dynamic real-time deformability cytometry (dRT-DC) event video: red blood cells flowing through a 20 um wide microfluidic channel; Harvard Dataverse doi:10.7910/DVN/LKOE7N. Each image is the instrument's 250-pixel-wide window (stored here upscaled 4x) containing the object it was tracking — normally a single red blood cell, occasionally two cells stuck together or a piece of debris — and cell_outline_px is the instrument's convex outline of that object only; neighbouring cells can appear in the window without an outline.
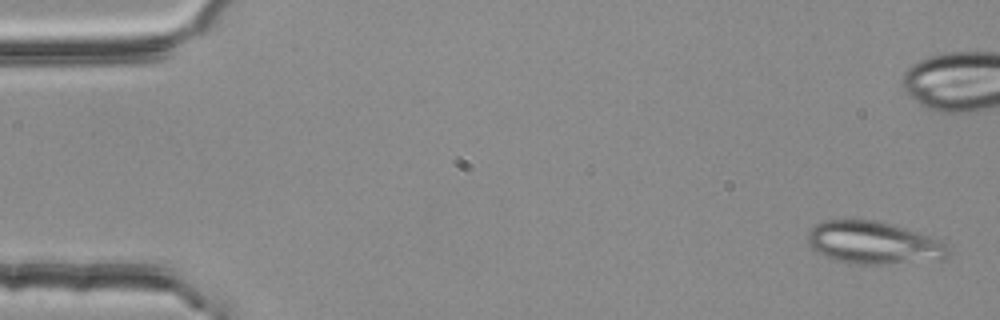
{"species": "common noctule bat (a hibernating species)", "species_latin": "Nyctalus noctula", "temperature_condition": "room temperature", "stored_images_in_passage": 6, "camera_frame_rate_fps": 3000, "um_per_image_px": 0.085, "animal": {"sex": "female", "body_mass_g": 25.1}, "frame": {"image": 1, "passage_image": 1, "time_ms": 0.0, "image_size_px": [1000, 320], "cell_outline_px": [[948, 256], [944, 260], [880, 264], [860, 264], [836, 260], [824, 256], [816, 252], [812, 248], [808, 240], [808, 232], [816, 224], [824, 220], [876, 220], [892, 224], [932, 236], [940, 240], [944, 244], [948, 252]], "centroid_in_image_um": [74.27, 20.64], "position_along_channel_um": 10.7, "area_um2": 34.8}}